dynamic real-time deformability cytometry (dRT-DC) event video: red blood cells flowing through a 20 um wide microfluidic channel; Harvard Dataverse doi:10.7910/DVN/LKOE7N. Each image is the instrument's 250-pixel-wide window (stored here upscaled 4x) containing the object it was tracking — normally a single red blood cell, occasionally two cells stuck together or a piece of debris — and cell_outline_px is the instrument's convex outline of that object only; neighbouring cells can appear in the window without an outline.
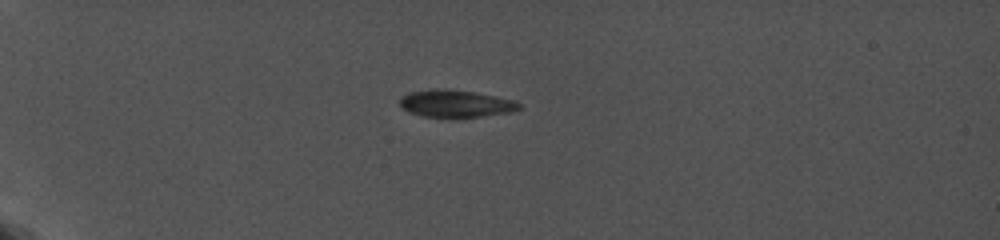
{"species": "common noctule bat (a hibernating species)", "species_latin": "Nyctalus noctula", "temperature_condition": "cold", "stored_images_in_passage": 21, "camera_frame_rate_fps": 5000, "um_per_image_px": 0.085, "animal": {"sex": "female", "body_mass_g": 19.0, "forearm_length_mm": 56.7}, "frame": {"image": 1, "passage_image": 7, "time_ms": 4.0, "image_size_px": [1000, 240], "cell_outline_px": [[524, 104], [516, 112], [480, 116], [424, 116], [408, 112], [400, 108], [400, 96], [408, 92], [436, 88], [472, 92], [496, 96], [512, 100]], "centroid_in_image_um": [38.73, 8.8], "position_along_channel_um": 46.3, "area_um2": 18.84}}